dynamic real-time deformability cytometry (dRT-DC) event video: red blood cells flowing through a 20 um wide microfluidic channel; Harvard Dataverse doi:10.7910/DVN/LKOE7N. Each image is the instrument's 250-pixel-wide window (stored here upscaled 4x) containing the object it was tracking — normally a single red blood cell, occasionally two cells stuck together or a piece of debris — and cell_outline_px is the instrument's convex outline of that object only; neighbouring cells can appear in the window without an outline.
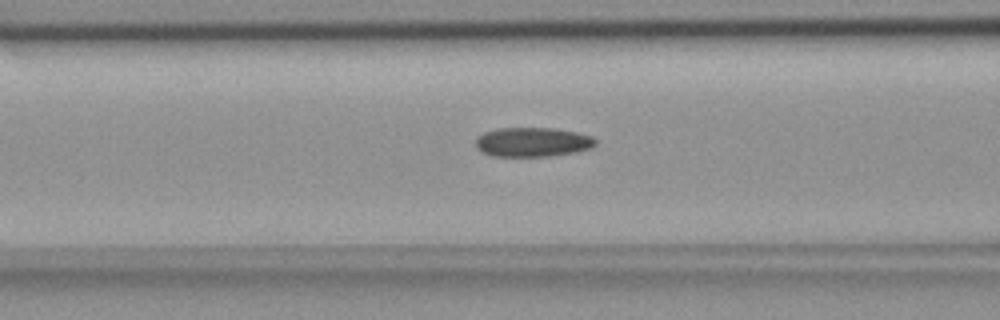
{"species": "common noctule bat (a hibernating species)", "species_latin": "Nyctalus noctula", "temperature_condition": "room temperature", "stored_images_in_passage": 45, "camera_frame_rate_fps": 3000, "um_per_image_px": 0.085, "animal": {"sex": "female", "body_mass_g": 18.4}, "frame": {"image": 1, "passage_image": 22, "time_ms": 7.0, "image_size_px": [1000, 320], "cell_outline_px": [[596, 144], [592, 148], [576, 152], [548, 156], [492, 156], [476, 148], [476, 136], [484, 132], [500, 128], [556, 128], [576, 132], [592, 136], [596, 140]], "centroid_in_image_um": [45.28, 12.07], "position_along_channel_um": 121.3, "area_um2": 20.58}}
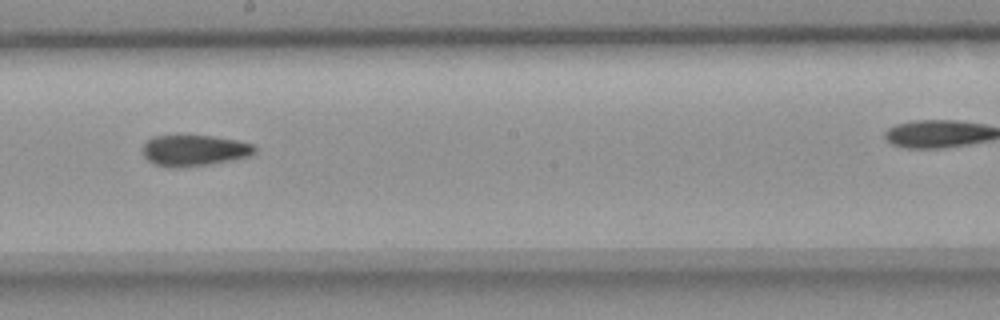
{"frame": {"image": 2, "passage_image": 31, "time_ms": 10.0, "image_size_px": [1000, 320], "cell_outline_px": [[256, 152], [248, 156], [232, 160], [208, 164], [180, 168], [168, 168], [152, 164], [144, 156], [144, 144], [148, 140], [156, 136], [212, 136], [236, 140], [252, 144], [256, 148]], "centroid_in_image_um": [16.5, 12.81], "position_along_channel_um": 231.7, "area_um2": 20.17}}
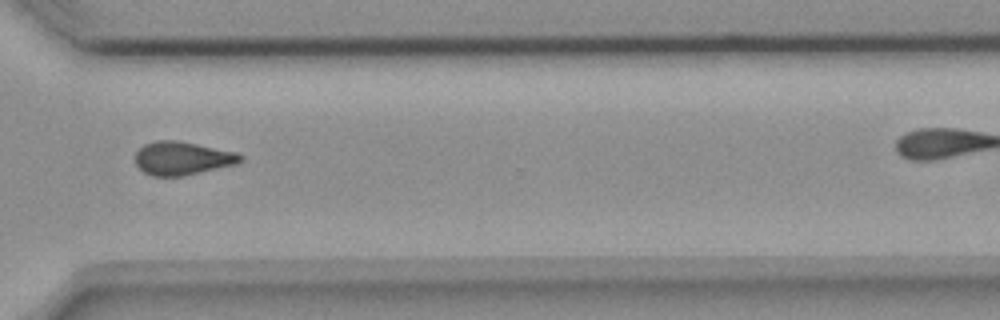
{"frame": {"image": 3, "passage_image": 41, "time_ms": 13.333, "image_size_px": [1000, 320], "cell_outline_px": [[244, 160], [236, 164], [184, 176], [152, 176], [144, 172], [136, 164], [136, 152], [144, 144], [156, 140], [176, 140], [236, 152], [244, 156]], "centroid_in_image_um": [15.51, 13.45], "position_along_channel_um": 355.1, "area_um2": 20.4}}